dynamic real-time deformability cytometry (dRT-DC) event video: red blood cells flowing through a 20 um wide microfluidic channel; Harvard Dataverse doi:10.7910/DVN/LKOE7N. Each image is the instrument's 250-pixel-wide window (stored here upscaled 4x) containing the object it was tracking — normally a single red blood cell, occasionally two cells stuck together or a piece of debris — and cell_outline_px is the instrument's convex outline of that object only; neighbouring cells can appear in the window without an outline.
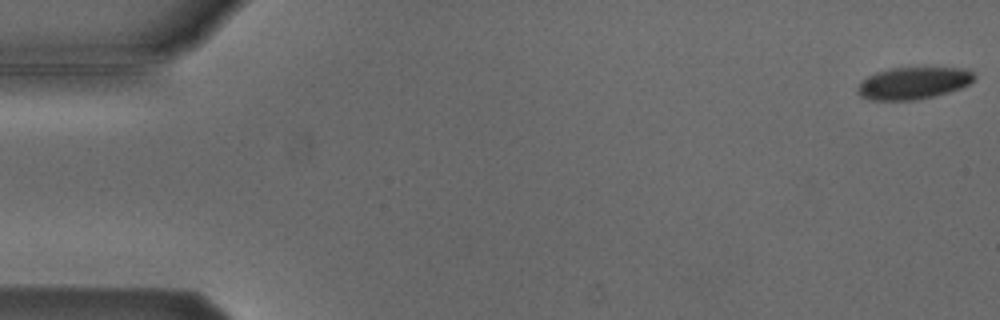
{"species": "Egyptian fruit bat (a non-hibernating species)", "species_latin": "Rousettus aegyptiacus", "temperature_condition": "cold", "stored_images_in_passage": 54, "camera_frame_rate_fps": 3000, "um_per_image_px": 0.085, "animal": {"sex": "male"}, "frame": {"image": 1, "passage_image": 1, "time_ms": 0.0, "image_size_px": [1000, 320], "cell_outline_px": [[976, 76], [968, 84], [960, 88], [948, 92], [916, 100], [872, 100], [860, 96], [856, 92], [856, 88], [868, 76], [876, 72], [888, 68], [924, 64], [964, 68], [972, 72]], "centroid_in_image_um": [77.65, 7.0], "position_along_channel_um": 7.3, "area_um2": 22.72}}
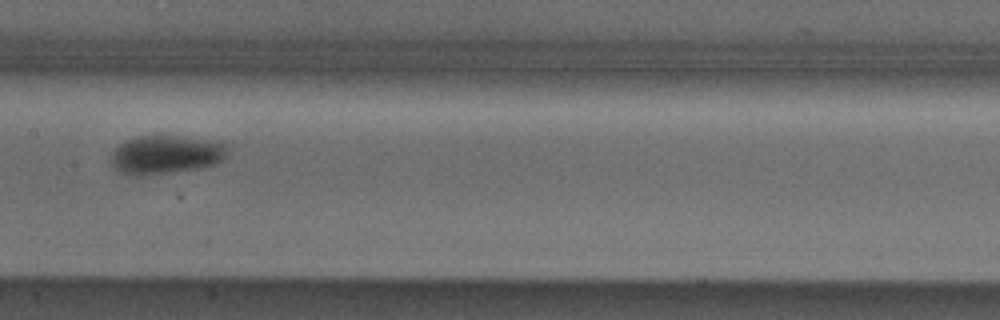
{"frame": {"image": 2, "passage_image": 27, "time_ms": 8.667, "image_size_px": [1000, 320], "cell_outline_px": [[232, 144], [224, 160], [216, 164], [200, 168], [136, 176], [120, 172], [112, 164], [112, 152], [124, 140], [136, 136], [160, 132]], "centroid_in_image_um": [14.15, 13.08], "position_along_channel_um": 193.2, "area_um2": 27.05}}
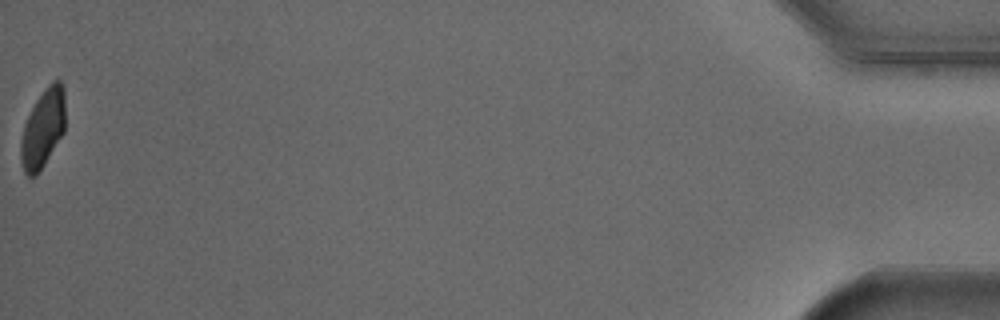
{"frame": {"image": 3, "passage_image": 54, "time_ms": 17.667, "image_size_px": [1000, 320], "cell_outline_px": [[64, 132], [44, 164], [36, 176], [28, 176], [24, 172], [20, 160], [20, 140], [24, 124], [36, 100], [44, 88], [52, 80], [60, 80], [64, 88]], "centroid_in_image_um": [3.63, 10.91], "position_along_channel_um": 431.6, "area_um2": 20.35}, "authors_computed_cell_mechanics": {"area_um2": 24.1026, "velocity_mm_per_s": 3.8105, "shape_relaxation_time_tau1_ms": 2.142, "shape_relaxation_time_tau2_ms": null, "deformation_change_tau1": 0.081, "deformation_change_tau2": null}}